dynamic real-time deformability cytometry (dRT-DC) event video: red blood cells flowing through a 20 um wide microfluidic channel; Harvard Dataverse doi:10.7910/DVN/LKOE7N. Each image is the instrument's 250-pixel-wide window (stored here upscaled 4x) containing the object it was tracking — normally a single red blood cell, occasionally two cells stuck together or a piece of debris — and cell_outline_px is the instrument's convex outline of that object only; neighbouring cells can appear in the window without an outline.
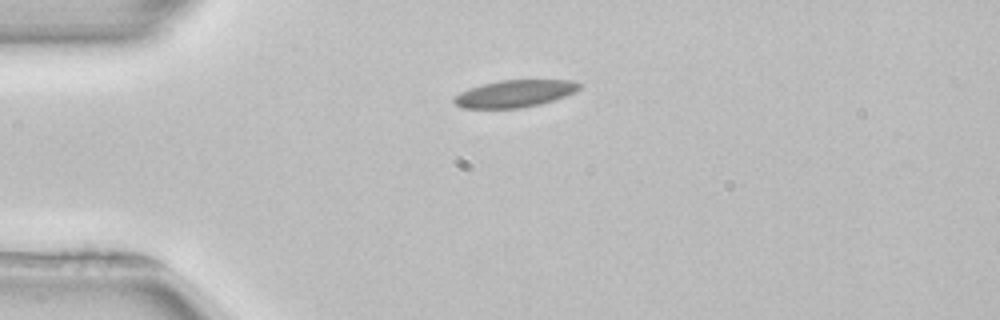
{"species": "common noctule bat (a hibernating species)", "species_latin": "Nyctalus noctula", "temperature_condition": "room temperature", "stored_images_in_passage": 41, "camera_frame_rate_fps": 3000, "um_per_image_px": 0.085, "animal": {"sex": "female", "body_mass_g": 22.7, "forearm_length_mm": 54.2}, "frame": {"image": 1, "passage_image": 1, "time_ms": 0.0, "image_size_px": [1000, 320], "cell_outline_px": [[584, 84], [580, 88], [564, 96], [540, 104], [520, 108], [460, 108], [452, 100], [460, 92], [484, 84], [500, 80], [572, 80]], "centroid_in_image_um": [43.76, 7.95], "position_along_channel_um": 41.2, "area_um2": 19.59}, "authors_computed_cell_mechanics": {"area_um2": 19.3052, "velocity_mm_per_s": 3.9171, "shape_relaxation_time_tau1_ms": null, "shape_relaxation_time_tau2_ms": 4.4918, "deformation_change_tau1": null, "deformation_change_tau2": 0.079}}